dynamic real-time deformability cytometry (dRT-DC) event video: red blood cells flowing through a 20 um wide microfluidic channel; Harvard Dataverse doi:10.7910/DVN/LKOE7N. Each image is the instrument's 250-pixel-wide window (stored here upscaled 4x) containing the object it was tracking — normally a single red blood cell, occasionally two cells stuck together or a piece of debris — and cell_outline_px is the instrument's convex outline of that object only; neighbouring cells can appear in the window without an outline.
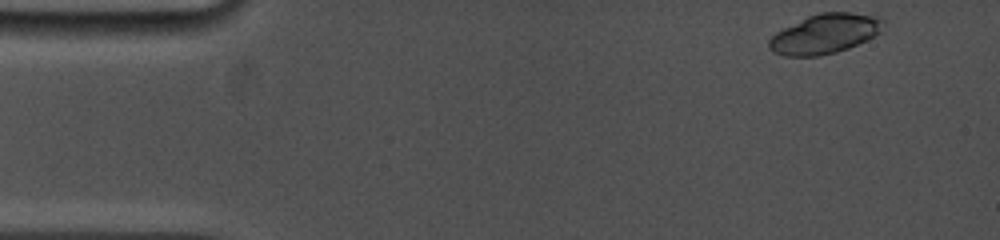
{"species": "common noctule bat (a hibernating species)", "species_latin": "Nyctalus noctula", "temperature_condition": "cold", "stored_images_in_passage": 15, "camera_frame_rate_fps": 5000, "um_per_image_px": 0.085, "animal": {"sex": "female", "body_mass_g": 19.0, "forearm_length_mm": 53.3}, "frame": {"image": 1, "passage_image": 1, "time_ms": 0.0, "image_size_px": [1000, 240], "cell_outline_px": [[884, 20], [880, 32], [848, 48], [836, 52], [816, 56], [784, 56], [768, 48], [768, 40], [776, 32], [808, 16], [820, 12], [848, 12], [880, 16]], "centroid_in_image_um": [70.1, 2.86], "position_along_channel_um": 14.9, "area_um2": 26.07}}
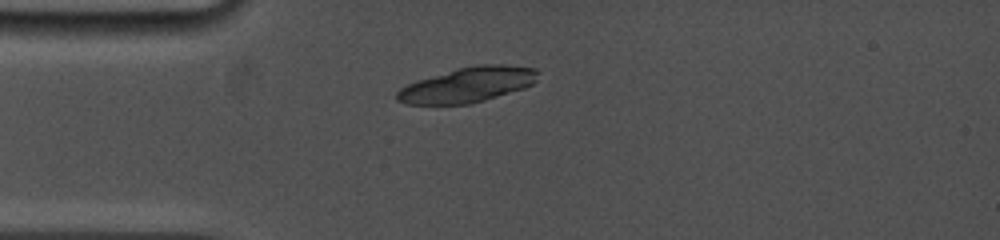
{"frame": {"image": 2, "passage_image": 13, "time_ms": 3.0, "image_size_px": [1000, 240], "cell_outline_px": [[540, 72], [536, 80], [532, 84], [524, 88], [472, 104], [408, 104], [396, 100], [396, 92], [400, 88], [416, 80], [456, 68], [480, 64], [504, 64], [536, 68]], "centroid_in_image_um": [39.76, 7.19], "position_along_channel_um": 45.2, "area_um2": 29.02}}